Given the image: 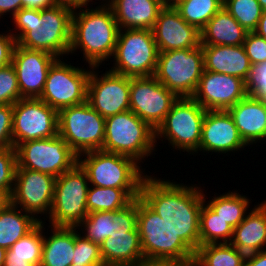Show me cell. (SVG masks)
<instances>
[{
    "instance_id": "7402d4cb",
    "label": "cell",
    "mask_w": 266,
    "mask_h": 266,
    "mask_svg": "<svg viewBox=\"0 0 266 266\" xmlns=\"http://www.w3.org/2000/svg\"><path fill=\"white\" fill-rule=\"evenodd\" d=\"M159 52L193 49L201 45L200 31L171 7H163L152 29Z\"/></svg>"
},
{
    "instance_id": "f907efd6",
    "label": "cell",
    "mask_w": 266,
    "mask_h": 266,
    "mask_svg": "<svg viewBox=\"0 0 266 266\" xmlns=\"http://www.w3.org/2000/svg\"><path fill=\"white\" fill-rule=\"evenodd\" d=\"M4 266H35L27 262L26 259L6 257Z\"/></svg>"
},
{
    "instance_id": "11a10c76",
    "label": "cell",
    "mask_w": 266,
    "mask_h": 266,
    "mask_svg": "<svg viewBox=\"0 0 266 266\" xmlns=\"http://www.w3.org/2000/svg\"><path fill=\"white\" fill-rule=\"evenodd\" d=\"M263 11H266V0H257Z\"/></svg>"
},
{
    "instance_id": "4dcf8cb0",
    "label": "cell",
    "mask_w": 266,
    "mask_h": 266,
    "mask_svg": "<svg viewBox=\"0 0 266 266\" xmlns=\"http://www.w3.org/2000/svg\"><path fill=\"white\" fill-rule=\"evenodd\" d=\"M245 258L230 243L206 244L195 251L192 266H244Z\"/></svg>"
},
{
    "instance_id": "b9f144b4",
    "label": "cell",
    "mask_w": 266,
    "mask_h": 266,
    "mask_svg": "<svg viewBox=\"0 0 266 266\" xmlns=\"http://www.w3.org/2000/svg\"><path fill=\"white\" fill-rule=\"evenodd\" d=\"M243 46L251 64H260L266 62L265 38L257 35L255 32H248Z\"/></svg>"
},
{
    "instance_id": "f546056e",
    "label": "cell",
    "mask_w": 266,
    "mask_h": 266,
    "mask_svg": "<svg viewBox=\"0 0 266 266\" xmlns=\"http://www.w3.org/2000/svg\"><path fill=\"white\" fill-rule=\"evenodd\" d=\"M207 191L203 193L205 203L226 223L235 228L238 226L245 216L247 211H250V204L252 203L250 198L246 195L240 194L237 191H228L225 193L214 194L208 200ZM238 192V193H237ZM217 194V196H215ZM206 197V198H205ZM206 199L208 200L206 202Z\"/></svg>"
},
{
    "instance_id": "91938a15",
    "label": "cell",
    "mask_w": 266,
    "mask_h": 266,
    "mask_svg": "<svg viewBox=\"0 0 266 266\" xmlns=\"http://www.w3.org/2000/svg\"><path fill=\"white\" fill-rule=\"evenodd\" d=\"M70 266H83V265H78V264H71Z\"/></svg>"
},
{
    "instance_id": "ac0fdd59",
    "label": "cell",
    "mask_w": 266,
    "mask_h": 266,
    "mask_svg": "<svg viewBox=\"0 0 266 266\" xmlns=\"http://www.w3.org/2000/svg\"><path fill=\"white\" fill-rule=\"evenodd\" d=\"M177 99L154 75L130 78V110L155 131Z\"/></svg>"
},
{
    "instance_id": "d590c367",
    "label": "cell",
    "mask_w": 266,
    "mask_h": 266,
    "mask_svg": "<svg viewBox=\"0 0 266 266\" xmlns=\"http://www.w3.org/2000/svg\"><path fill=\"white\" fill-rule=\"evenodd\" d=\"M223 7L248 32L257 28L263 12L257 0H223Z\"/></svg>"
},
{
    "instance_id": "d4e9b609",
    "label": "cell",
    "mask_w": 266,
    "mask_h": 266,
    "mask_svg": "<svg viewBox=\"0 0 266 266\" xmlns=\"http://www.w3.org/2000/svg\"><path fill=\"white\" fill-rule=\"evenodd\" d=\"M230 244L245 255L266 249V200L254 204L234 228Z\"/></svg>"
},
{
    "instance_id": "d6a6232c",
    "label": "cell",
    "mask_w": 266,
    "mask_h": 266,
    "mask_svg": "<svg viewBox=\"0 0 266 266\" xmlns=\"http://www.w3.org/2000/svg\"><path fill=\"white\" fill-rule=\"evenodd\" d=\"M133 199L118 188L89 186L86 207L88 213L97 211L114 212L125 208Z\"/></svg>"
},
{
    "instance_id": "7a4b0ae2",
    "label": "cell",
    "mask_w": 266,
    "mask_h": 266,
    "mask_svg": "<svg viewBox=\"0 0 266 266\" xmlns=\"http://www.w3.org/2000/svg\"><path fill=\"white\" fill-rule=\"evenodd\" d=\"M73 11L61 4L43 10L21 8L11 19L15 28L8 31L19 46L65 58L69 56Z\"/></svg>"
},
{
    "instance_id": "277c9868",
    "label": "cell",
    "mask_w": 266,
    "mask_h": 266,
    "mask_svg": "<svg viewBox=\"0 0 266 266\" xmlns=\"http://www.w3.org/2000/svg\"><path fill=\"white\" fill-rule=\"evenodd\" d=\"M137 229L146 263H193L195 252L140 197Z\"/></svg>"
},
{
    "instance_id": "8d00e7d4",
    "label": "cell",
    "mask_w": 266,
    "mask_h": 266,
    "mask_svg": "<svg viewBox=\"0 0 266 266\" xmlns=\"http://www.w3.org/2000/svg\"><path fill=\"white\" fill-rule=\"evenodd\" d=\"M112 224L113 212L97 211L88 213L87 217L77 228L79 233L86 239L100 245L106 238L111 236Z\"/></svg>"
},
{
    "instance_id": "83f0119b",
    "label": "cell",
    "mask_w": 266,
    "mask_h": 266,
    "mask_svg": "<svg viewBox=\"0 0 266 266\" xmlns=\"http://www.w3.org/2000/svg\"><path fill=\"white\" fill-rule=\"evenodd\" d=\"M201 45L239 46L248 31L222 7L200 31Z\"/></svg>"
},
{
    "instance_id": "9c48e42d",
    "label": "cell",
    "mask_w": 266,
    "mask_h": 266,
    "mask_svg": "<svg viewBox=\"0 0 266 266\" xmlns=\"http://www.w3.org/2000/svg\"><path fill=\"white\" fill-rule=\"evenodd\" d=\"M138 198L113 212L111 236L101 244L105 266H142L144 260L137 229Z\"/></svg>"
},
{
    "instance_id": "681fc988",
    "label": "cell",
    "mask_w": 266,
    "mask_h": 266,
    "mask_svg": "<svg viewBox=\"0 0 266 266\" xmlns=\"http://www.w3.org/2000/svg\"><path fill=\"white\" fill-rule=\"evenodd\" d=\"M253 32L266 39V11L262 12L257 28Z\"/></svg>"
},
{
    "instance_id": "1f68e13d",
    "label": "cell",
    "mask_w": 266,
    "mask_h": 266,
    "mask_svg": "<svg viewBox=\"0 0 266 266\" xmlns=\"http://www.w3.org/2000/svg\"><path fill=\"white\" fill-rule=\"evenodd\" d=\"M200 246L230 243L234 228L218 216L206 203L200 210Z\"/></svg>"
},
{
    "instance_id": "8fae6325",
    "label": "cell",
    "mask_w": 266,
    "mask_h": 266,
    "mask_svg": "<svg viewBox=\"0 0 266 266\" xmlns=\"http://www.w3.org/2000/svg\"><path fill=\"white\" fill-rule=\"evenodd\" d=\"M58 135L79 156L101 150L105 138V118L86 101L58 111Z\"/></svg>"
},
{
    "instance_id": "60d3db41",
    "label": "cell",
    "mask_w": 266,
    "mask_h": 266,
    "mask_svg": "<svg viewBox=\"0 0 266 266\" xmlns=\"http://www.w3.org/2000/svg\"><path fill=\"white\" fill-rule=\"evenodd\" d=\"M247 94L255 96L266 104V62L252 64Z\"/></svg>"
},
{
    "instance_id": "d6986e66",
    "label": "cell",
    "mask_w": 266,
    "mask_h": 266,
    "mask_svg": "<svg viewBox=\"0 0 266 266\" xmlns=\"http://www.w3.org/2000/svg\"><path fill=\"white\" fill-rule=\"evenodd\" d=\"M247 95V83L239 77L203 70L192 98L205 110H228Z\"/></svg>"
},
{
    "instance_id": "ba28073f",
    "label": "cell",
    "mask_w": 266,
    "mask_h": 266,
    "mask_svg": "<svg viewBox=\"0 0 266 266\" xmlns=\"http://www.w3.org/2000/svg\"><path fill=\"white\" fill-rule=\"evenodd\" d=\"M158 54L151 29H120L109 70L130 78L153 76Z\"/></svg>"
},
{
    "instance_id": "db71d44e",
    "label": "cell",
    "mask_w": 266,
    "mask_h": 266,
    "mask_svg": "<svg viewBox=\"0 0 266 266\" xmlns=\"http://www.w3.org/2000/svg\"><path fill=\"white\" fill-rule=\"evenodd\" d=\"M163 7H171L173 6V0H155Z\"/></svg>"
},
{
    "instance_id": "6da1fadb",
    "label": "cell",
    "mask_w": 266,
    "mask_h": 266,
    "mask_svg": "<svg viewBox=\"0 0 266 266\" xmlns=\"http://www.w3.org/2000/svg\"><path fill=\"white\" fill-rule=\"evenodd\" d=\"M146 175L139 197L195 252L200 246V210L204 189Z\"/></svg>"
},
{
    "instance_id": "ffe728a7",
    "label": "cell",
    "mask_w": 266,
    "mask_h": 266,
    "mask_svg": "<svg viewBox=\"0 0 266 266\" xmlns=\"http://www.w3.org/2000/svg\"><path fill=\"white\" fill-rule=\"evenodd\" d=\"M58 58L41 50L15 45L12 65L16 71L22 98H39L43 92L50 67Z\"/></svg>"
},
{
    "instance_id": "f6af8a7d",
    "label": "cell",
    "mask_w": 266,
    "mask_h": 266,
    "mask_svg": "<svg viewBox=\"0 0 266 266\" xmlns=\"http://www.w3.org/2000/svg\"><path fill=\"white\" fill-rule=\"evenodd\" d=\"M22 8V0H0V19L10 14L12 17Z\"/></svg>"
},
{
    "instance_id": "74e56055",
    "label": "cell",
    "mask_w": 266,
    "mask_h": 266,
    "mask_svg": "<svg viewBox=\"0 0 266 266\" xmlns=\"http://www.w3.org/2000/svg\"><path fill=\"white\" fill-rule=\"evenodd\" d=\"M75 227V248L73 253L72 264H80L83 266H105L100 245L86 239L79 233V229Z\"/></svg>"
},
{
    "instance_id": "8992f818",
    "label": "cell",
    "mask_w": 266,
    "mask_h": 266,
    "mask_svg": "<svg viewBox=\"0 0 266 266\" xmlns=\"http://www.w3.org/2000/svg\"><path fill=\"white\" fill-rule=\"evenodd\" d=\"M101 150L129 156L142 165L158 150L155 130L131 110L118 113L105 119V138Z\"/></svg>"
},
{
    "instance_id": "f5cc1de1",
    "label": "cell",
    "mask_w": 266,
    "mask_h": 266,
    "mask_svg": "<svg viewBox=\"0 0 266 266\" xmlns=\"http://www.w3.org/2000/svg\"><path fill=\"white\" fill-rule=\"evenodd\" d=\"M6 254H7V249L0 247V266H4Z\"/></svg>"
},
{
    "instance_id": "484cf974",
    "label": "cell",
    "mask_w": 266,
    "mask_h": 266,
    "mask_svg": "<svg viewBox=\"0 0 266 266\" xmlns=\"http://www.w3.org/2000/svg\"><path fill=\"white\" fill-rule=\"evenodd\" d=\"M120 29H153L160 10L155 0H112L108 4Z\"/></svg>"
},
{
    "instance_id": "52a82bcc",
    "label": "cell",
    "mask_w": 266,
    "mask_h": 266,
    "mask_svg": "<svg viewBox=\"0 0 266 266\" xmlns=\"http://www.w3.org/2000/svg\"><path fill=\"white\" fill-rule=\"evenodd\" d=\"M206 111L192 97L178 98L172 104L165 120L155 131L156 147L162 139V143L167 141L169 147L179 150L180 154L182 151L187 152L188 155L197 156Z\"/></svg>"
},
{
    "instance_id": "4316f807",
    "label": "cell",
    "mask_w": 266,
    "mask_h": 266,
    "mask_svg": "<svg viewBox=\"0 0 266 266\" xmlns=\"http://www.w3.org/2000/svg\"><path fill=\"white\" fill-rule=\"evenodd\" d=\"M46 226L43 221V248L40 266H70L75 248V227L49 225L47 227L50 228V233H48Z\"/></svg>"
},
{
    "instance_id": "44dd1931",
    "label": "cell",
    "mask_w": 266,
    "mask_h": 266,
    "mask_svg": "<svg viewBox=\"0 0 266 266\" xmlns=\"http://www.w3.org/2000/svg\"><path fill=\"white\" fill-rule=\"evenodd\" d=\"M248 146L241 138L234 121L227 110H207L201 132L199 152L229 154L245 150ZM218 153V154H217Z\"/></svg>"
},
{
    "instance_id": "5b68a950",
    "label": "cell",
    "mask_w": 266,
    "mask_h": 266,
    "mask_svg": "<svg viewBox=\"0 0 266 266\" xmlns=\"http://www.w3.org/2000/svg\"><path fill=\"white\" fill-rule=\"evenodd\" d=\"M78 163L87 173L90 185L123 189L133 200L139 198L147 174L135 159L97 150L79 155Z\"/></svg>"
},
{
    "instance_id": "e0dca14e",
    "label": "cell",
    "mask_w": 266,
    "mask_h": 266,
    "mask_svg": "<svg viewBox=\"0 0 266 266\" xmlns=\"http://www.w3.org/2000/svg\"><path fill=\"white\" fill-rule=\"evenodd\" d=\"M92 67L87 84V102L103 118L130 110V77Z\"/></svg>"
},
{
    "instance_id": "5bb4252c",
    "label": "cell",
    "mask_w": 266,
    "mask_h": 266,
    "mask_svg": "<svg viewBox=\"0 0 266 266\" xmlns=\"http://www.w3.org/2000/svg\"><path fill=\"white\" fill-rule=\"evenodd\" d=\"M58 58L50 67L43 92L39 99L59 111L87 101V84L92 69L73 66Z\"/></svg>"
},
{
    "instance_id": "9f6ffc18",
    "label": "cell",
    "mask_w": 266,
    "mask_h": 266,
    "mask_svg": "<svg viewBox=\"0 0 266 266\" xmlns=\"http://www.w3.org/2000/svg\"><path fill=\"white\" fill-rule=\"evenodd\" d=\"M7 202V200L0 194V208Z\"/></svg>"
},
{
    "instance_id": "ee69618b",
    "label": "cell",
    "mask_w": 266,
    "mask_h": 266,
    "mask_svg": "<svg viewBox=\"0 0 266 266\" xmlns=\"http://www.w3.org/2000/svg\"><path fill=\"white\" fill-rule=\"evenodd\" d=\"M16 43L15 37L7 30L0 33V69L12 63Z\"/></svg>"
},
{
    "instance_id": "836d02e7",
    "label": "cell",
    "mask_w": 266,
    "mask_h": 266,
    "mask_svg": "<svg viewBox=\"0 0 266 266\" xmlns=\"http://www.w3.org/2000/svg\"><path fill=\"white\" fill-rule=\"evenodd\" d=\"M223 7V0H183L174 5L180 16L201 31Z\"/></svg>"
},
{
    "instance_id": "4fadbf2b",
    "label": "cell",
    "mask_w": 266,
    "mask_h": 266,
    "mask_svg": "<svg viewBox=\"0 0 266 266\" xmlns=\"http://www.w3.org/2000/svg\"><path fill=\"white\" fill-rule=\"evenodd\" d=\"M15 150L17 167L39 171L55 178L78 163V155L59 135L20 143Z\"/></svg>"
},
{
    "instance_id": "f1b7e54d",
    "label": "cell",
    "mask_w": 266,
    "mask_h": 266,
    "mask_svg": "<svg viewBox=\"0 0 266 266\" xmlns=\"http://www.w3.org/2000/svg\"><path fill=\"white\" fill-rule=\"evenodd\" d=\"M39 223L33 215L7 201L0 208V247L9 249Z\"/></svg>"
},
{
    "instance_id": "2e32d148",
    "label": "cell",
    "mask_w": 266,
    "mask_h": 266,
    "mask_svg": "<svg viewBox=\"0 0 266 266\" xmlns=\"http://www.w3.org/2000/svg\"><path fill=\"white\" fill-rule=\"evenodd\" d=\"M55 182L56 178L49 174L17 167L8 201L42 222L40 218H47L51 210Z\"/></svg>"
},
{
    "instance_id": "e575fe53",
    "label": "cell",
    "mask_w": 266,
    "mask_h": 266,
    "mask_svg": "<svg viewBox=\"0 0 266 266\" xmlns=\"http://www.w3.org/2000/svg\"><path fill=\"white\" fill-rule=\"evenodd\" d=\"M43 248V222H40L26 236L16 241L7 249L6 257L26 259L35 266H40Z\"/></svg>"
},
{
    "instance_id": "c3c4849f",
    "label": "cell",
    "mask_w": 266,
    "mask_h": 266,
    "mask_svg": "<svg viewBox=\"0 0 266 266\" xmlns=\"http://www.w3.org/2000/svg\"><path fill=\"white\" fill-rule=\"evenodd\" d=\"M57 4H61L63 6H66V7H69L75 10L78 8L88 7L91 4L93 6V1L92 0H57Z\"/></svg>"
},
{
    "instance_id": "816d5d0a",
    "label": "cell",
    "mask_w": 266,
    "mask_h": 266,
    "mask_svg": "<svg viewBox=\"0 0 266 266\" xmlns=\"http://www.w3.org/2000/svg\"><path fill=\"white\" fill-rule=\"evenodd\" d=\"M142 266H192V264L145 263Z\"/></svg>"
},
{
    "instance_id": "3957f363",
    "label": "cell",
    "mask_w": 266,
    "mask_h": 266,
    "mask_svg": "<svg viewBox=\"0 0 266 266\" xmlns=\"http://www.w3.org/2000/svg\"><path fill=\"white\" fill-rule=\"evenodd\" d=\"M119 26L109 5L88 6L73 11L69 55L83 54L88 67H100L111 60L117 43Z\"/></svg>"
},
{
    "instance_id": "9a60e30c",
    "label": "cell",
    "mask_w": 266,
    "mask_h": 266,
    "mask_svg": "<svg viewBox=\"0 0 266 266\" xmlns=\"http://www.w3.org/2000/svg\"><path fill=\"white\" fill-rule=\"evenodd\" d=\"M58 135V111L39 98H22L13 104L12 142L18 144Z\"/></svg>"
},
{
    "instance_id": "ab89813d",
    "label": "cell",
    "mask_w": 266,
    "mask_h": 266,
    "mask_svg": "<svg viewBox=\"0 0 266 266\" xmlns=\"http://www.w3.org/2000/svg\"><path fill=\"white\" fill-rule=\"evenodd\" d=\"M22 99L12 64L0 69V105H13Z\"/></svg>"
},
{
    "instance_id": "cb8c5ba5",
    "label": "cell",
    "mask_w": 266,
    "mask_h": 266,
    "mask_svg": "<svg viewBox=\"0 0 266 266\" xmlns=\"http://www.w3.org/2000/svg\"><path fill=\"white\" fill-rule=\"evenodd\" d=\"M204 70L233 75L249 82L252 64L245 48L239 46L201 45Z\"/></svg>"
},
{
    "instance_id": "6f0895ef",
    "label": "cell",
    "mask_w": 266,
    "mask_h": 266,
    "mask_svg": "<svg viewBox=\"0 0 266 266\" xmlns=\"http://www.w3.org/2000/svg\"><path fill=\"white\" fill-rule=\"evenodd\" d=\"M95 1H98V0H95ZM101 1V5H108L112 0H100ZM94 2V0H93Z\"/></svg>"
},
{
    "instance_id": "7bdbcfd3",
    "label": "cell",
    "mask_w": 266,
    "mask_h": 266,
    "mask_svg": "<svg viewBox=\"0 0 266 266\" xmlns=\"http://www.w3.org/2000/svg\"><path fill=\"white\" fill-rule=\"evenodd\" d=\"M13 105H0V150L13 147Z\"/></svg>"
},
{
    "instance_id": "30bf717a",
    "label": "cell",
    "mask_w": 266,
    "mask_h": 266,
    "mask_svg": "<svg viewBox=\"0 0 266 266\" xmlns=\"http://www.w3.org/2000/svg\"><path fill=\"white\" fill-rule=\"evenodd\" d=\"M89 186L87 173L79 163L56 177L51 210L42 222L48 225L47 220L54 227H77L88 215Z\"/></svg>"
},
{
    "instance_id": "f35d334b",
    "label": "cell",
    "mask_w": 266,
    "mask_h": 266,
    "mask_svg": "<svg viewBox=\"0 0 266 266\" xmlns=\"http://www.w3.org/2000/svg\"><path fill=\"white\" fill-rule=\"evenodd\" d=\"M17 169L14 147L0 150V194L8 201L11 196Z\"/></svg>"
},
{
    "instance_id": "603a6c76",
    "label": "cell",
    "mask_w": 266,
    "mask_h": 266,
    "mask_svg": "<svg viewBox=\"0 0 266 266\" xmlns=\"http://www.w3.org/2000/svg\"><path fill=\"white\" fill-rule=\"evenodd\" d=\"M227 111L248 147L261 141L266 143V104L264 102L247 94Z\"/></svg>"
},
{
    "instance_id": "bcb514c9",
    "label": "cell",
    "mask_w": 266,
    "mask_h": 266,
    "mask_svg": "<svg viewBox=\"0 0 266 266\" xmlns=\"http://www.w3.org/2000/svg\"><path fill=\"white\" fill-rule=\"evenodd\" d=\"M57 4V0H22V8L43 10L53 7Z\"/></svg>"
},
{
    "instance_id": "7c38bea8",
    "label": "cell",
    "mask_w": 266,
    "mask_h": 266,
    "mask_svg": "<svg viewBox=\"0 0 266 266\" xmlns=\"http://www.w3.org/2000/svg\"><path fill=\"white\" fill-rule=\"evenodd\" d=\"M204 70L202 46L159 52L155 78L178 98L192 97Z\"/></svg>"
},
{
    "instance_id": "7dc6e473",
    "label": "cell",
    "mask_w": 266,
    "mask_h": 266,
    "mask_svg": "<svg viewBox=\"0 0 266 266\" xmlns=\"http://www.w3.org/2000/svg\"><path fill=\"white\" fill-rule=\"evenodd\" d=\"M244 266H266V249L246 255Z\"/></svg>"
},
{
    "instance_id": "680465c9",
    "label": "cell",
    "mask_w": 266,
    "mask_h": 266,
    "mask_svg": "<svg viewBox=\"0 0 266 266\" xmlns=\"http://www.w3.org/2000/svg\"><path fill=\"white\" fill-rule=\"evenodd\" d=\"M181 1H183V0H173V6H174L176 3L181 2Z\"/></svg>"
}]
</instances>
